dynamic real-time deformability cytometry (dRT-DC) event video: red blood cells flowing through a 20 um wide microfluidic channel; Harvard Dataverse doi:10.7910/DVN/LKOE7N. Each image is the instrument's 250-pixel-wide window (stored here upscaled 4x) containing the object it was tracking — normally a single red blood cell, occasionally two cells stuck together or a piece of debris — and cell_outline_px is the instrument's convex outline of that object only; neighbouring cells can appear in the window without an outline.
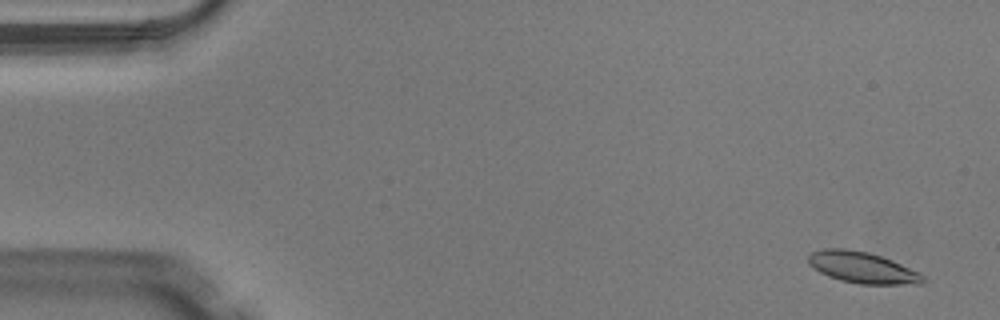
{"species": "Egyptian fruit bat (a non-hibernating species)", "species_latin": "Rousettus aegyptiacus", "temperature_condition": "warm", "stored_images_in_passage": 50, "camera_frame_rate_fps": 3000, "um_per_image_px": 0.085, "animal": {"sex": "male"}, "frame": {"image": 1, "passage_image": 3, "time_ms": 0.667, "image_size_px": [1000, 320], "cell_outline_px": [[924, 284], [860, 284], [840, 280], [828, 276], [812, 268], [808, 264], [808, 256], [812, 252], [824, 248], [844, 248], [868, 252], [892, 260], [920, 272], [924, 276]], "centroid_in_image_um": [73.29, 22.74], "position_along_channel_um": 11.7, "area_um2": 20.98}}
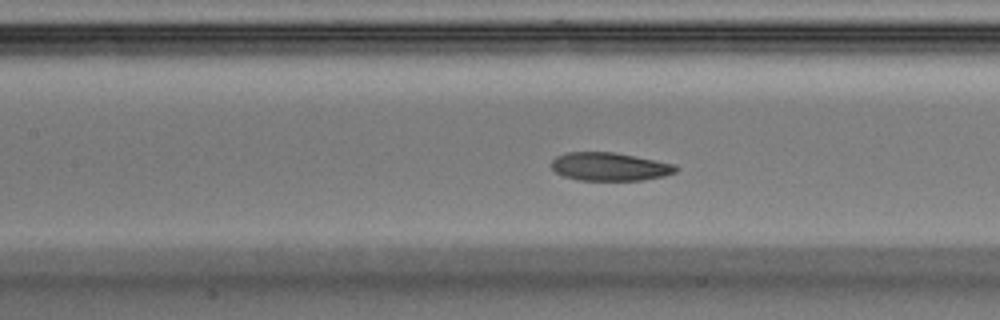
{"frame": {"image": 2, "passage_image": 23, "time_ms": 7.333, "image_size_px": [1000, 320], "cell_outline_px": [[680, 168], [676, 172], [664, 176], [644, 180], [580, 180], [564, 176], [556, 172], [552, 168], [552, 160], [556, 156], [564, 152], [612, 152], [676, 164]], "centroid_in_image_um": [51.84, 14.16], "position_along_channel_um": 155.6, "area_um2": 20.46}}
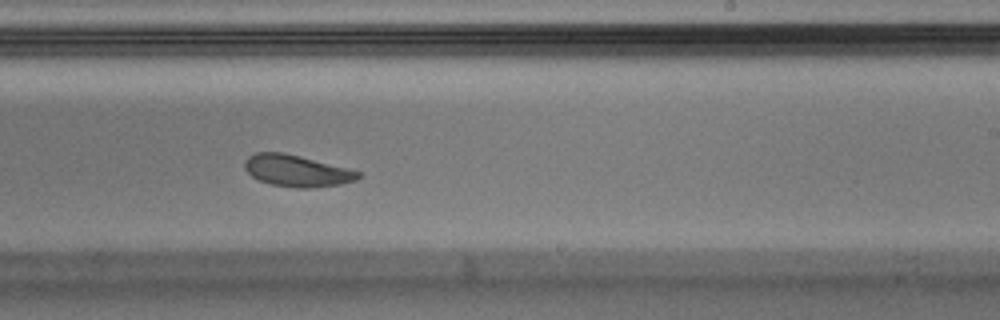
{"frame": {"image": 3, "passage_image": 31, "time_ms": 10.0, "image_size_px": [1000, 320], "cell_outline_px": [[364, 176], [356, 180], [340, 184], [312, 188], [296, 188], [272, 184], [260, 180], [252, 176], [244, 168], [244, 160], [248, 156], [256, 152], [284, 152], [348, 168], [360, 172]], "centroid_in_image_um": [25.24, 14.51], "position_along_channel_um": 263.8, "area_um2": 20.98}, "authors_computed_cell_mechanics": {"area_um2": 21.3282, "velocity_mm_per_s": 4.0704, "shape_relaxation_time_tau1_ms": 3.5771, "shape_relaxation_time_tau2_ms": 4.7606, "deformation_change_tau1": 0.12, "deformation_change_tau2": 0.1201}}